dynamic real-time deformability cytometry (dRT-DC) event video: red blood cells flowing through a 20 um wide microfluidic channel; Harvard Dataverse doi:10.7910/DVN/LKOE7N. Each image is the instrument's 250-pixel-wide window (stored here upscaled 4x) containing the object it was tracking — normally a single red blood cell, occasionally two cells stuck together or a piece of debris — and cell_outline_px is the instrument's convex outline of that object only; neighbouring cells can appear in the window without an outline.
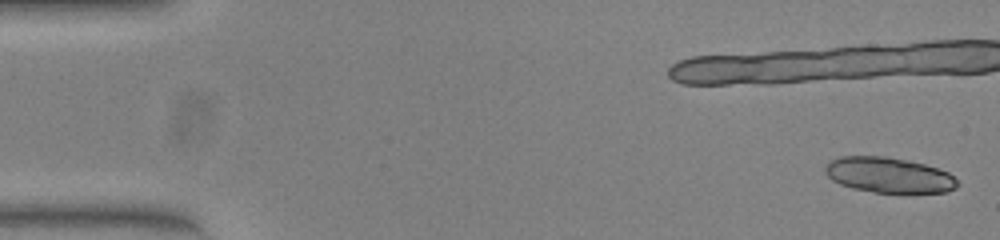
{"species": "common noctule bat (a hibernating species)", "species_latin": "Nyctalus noctula", "temperature_condition": "warm", "stored_images_in_passage": 18, "camera_frame_rate_fps": 3000, "um_per_image_px": 0.085, "animal": {"sex": "female", "body_mass_g": 23.0, "forearm_length_mm": 53.4}, "frame": {"image": 1, "passage_image": 1, "time_ms": 0.0, "image_size_px": [1000, 240], "cell_outline_px": [[960, 184], [956, 188], [944, 192], [904, 196], [872, 192], [852, 188], [840, 184], [832, 180], [824, 172], [824, 168], [828, 160], [840, 156], [888, 156], [908, 160], [924, 164], [948, 172]], "centroid_in_image_um": [75.55, 14.92], "position_along_channel_um": 9.4, "area_um2": 28.38}}